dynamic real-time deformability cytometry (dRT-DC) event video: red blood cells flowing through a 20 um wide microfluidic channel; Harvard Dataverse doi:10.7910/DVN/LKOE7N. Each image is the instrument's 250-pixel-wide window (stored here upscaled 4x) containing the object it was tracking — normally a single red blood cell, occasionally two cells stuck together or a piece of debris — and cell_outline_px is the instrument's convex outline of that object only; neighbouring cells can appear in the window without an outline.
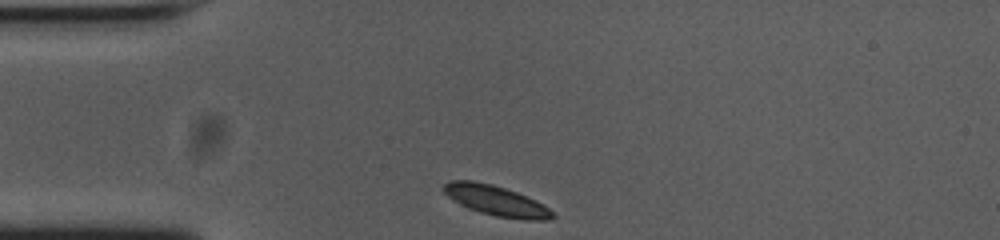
{"species": "common noctule bat (a hibernating species)", "species_latin": "Nyctalus noctula", "temperature_condition": "cold", "stored_images_in_passage": 32, "camera_frame_rate_fps": 3000, "um_per_image_px": 0.085, "animal": {"sex": "female", "body_mass_g": 23.0, "forearm_length_mm": 53.4}, "frame": {"image": 1, "passage_image": 1, "time_ms": 0.0, "image_size_px": [1000, 240], "cell_outline_px": [[556, 216], [552, 220], [524, 220], [496, 216], [480, 212], [468, 208], [452, 200], [440, 188], [448, 180], [472, 180], [492, 184], [516, 192], [548, 208]], "centroid_in_image_um": [42.11, 17.05], "position_along_channel_um": 42.9, "area_um2": 19.02}}
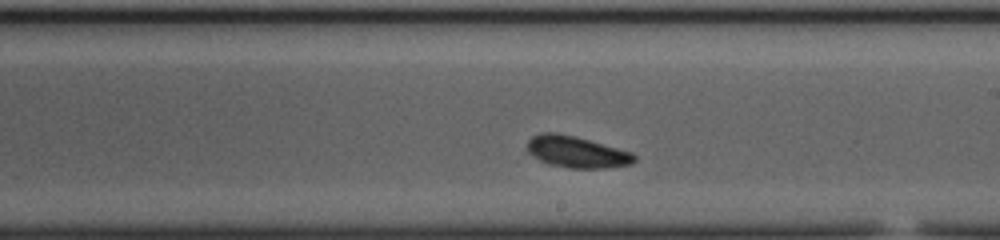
{"frame": {"image": 2, "passage_image": 19, "time_ms": 6.0, "image_size_px": [1000, 240], "cell_outline_px": [[636, 160], [632, 164], [604, 168], [568, 168], [548, 164], [540, 160], [528, 152], [524, 148], [528, 140], [532, 136], [540, 132], [556, 132], [588, 140], [632, 152], [636, 156]], "centroid_in_image_um": [48.97, 12.91], "position_along_channel_um": 240.0, "area_um2": 19.71}}
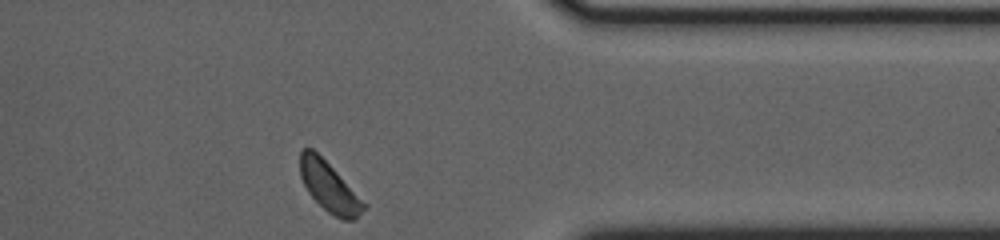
{"frame": {"image": 3, "passage_image": 32, "time_ms": 10.333, "image_size_px": [1000, 240], "cell_outline_px": [[368, 208], [356, 220], [340, 220], [328, 212], [308, 192], [300, 176], [300, 152], [304, 148], [312, 148], [368, 204]], "centroid_in_image_um": [28.03, 15.94], "position_along_channel_um": 383.4, "area_um2": 18.44}, "authors_computed_cell_mechanics": {"area_um2": 19.5075, "velocity_mm_per_s": 3.6386, "shape_relaxation_time_tau1_ms": 4.9035, "shape_relaxation_time_tau2_ms": 6.6386, "deformation_change_tau1": 0.2431, "deformation_change_tau2": 0.1243}}